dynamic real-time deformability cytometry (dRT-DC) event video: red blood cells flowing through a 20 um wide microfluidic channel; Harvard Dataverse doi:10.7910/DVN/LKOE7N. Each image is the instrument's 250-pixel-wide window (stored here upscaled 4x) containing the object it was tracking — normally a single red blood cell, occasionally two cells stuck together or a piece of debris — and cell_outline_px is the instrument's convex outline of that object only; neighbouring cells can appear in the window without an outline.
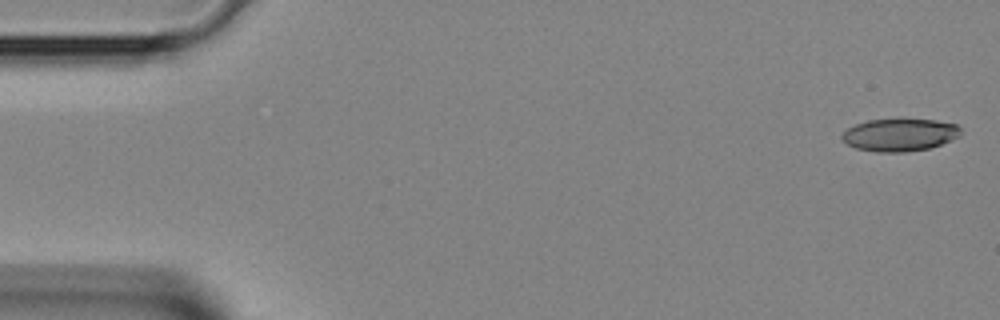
{"species": "Egyptian fruit bat (a non-hibernating species)", "species_latin": "Rousettus aegyptiacus", "temperature_condition": "room temperature", "stored_images_in_passage": 3, "camera_frame_rate_fps": 3000, "um_per_image_px": 0.085, "animal": {"sex": "female"}, "frame": {"image": 1, "passage_image": 1, "time_ms": 0.0, "image_size_px": [1000, 320], "cell_outline_px": [[960, 136], [940, 144], [928, 148], [904, 152], [876, 152], [856, 148], [848, 144], [840, 136], [848, 128], [856, 124], [868, 120], [900, 116], [904, 116], [936, 120], [956, 124], [960, 128]], "centroid_in_image_um": [76.48, 11.41], "position_along_channel_um": 8.5, "area_um2": 23.18}}
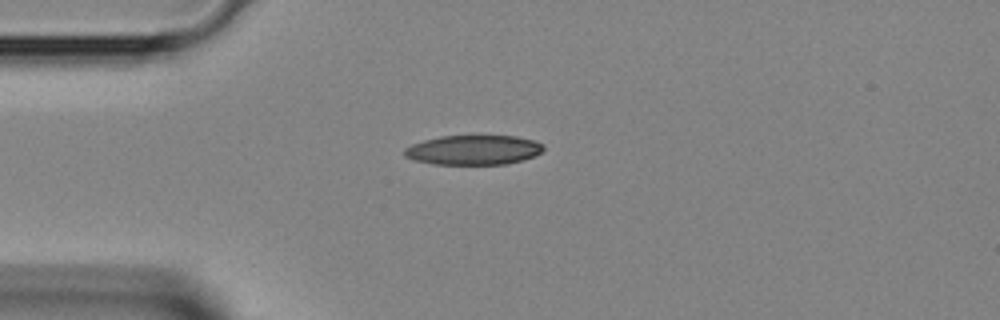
{"frame": {"image": 2, "passage_image": 3, "time_ms": 0.667, "image_size_px": [1000, 320], "cell_outline_px": [[544, 148], [536, 156], [524, 160], [504, 164], [432, 164], [416, 160], [404, 156], [404, 148], [412, 144], [424, 140], [440, 136], [516, 136], [536, 140], [544, 144]], "centroid_in_image_um": [40.28, 12.74], "position_along_channel_um": 44.7, "area_um2": 24.1}}